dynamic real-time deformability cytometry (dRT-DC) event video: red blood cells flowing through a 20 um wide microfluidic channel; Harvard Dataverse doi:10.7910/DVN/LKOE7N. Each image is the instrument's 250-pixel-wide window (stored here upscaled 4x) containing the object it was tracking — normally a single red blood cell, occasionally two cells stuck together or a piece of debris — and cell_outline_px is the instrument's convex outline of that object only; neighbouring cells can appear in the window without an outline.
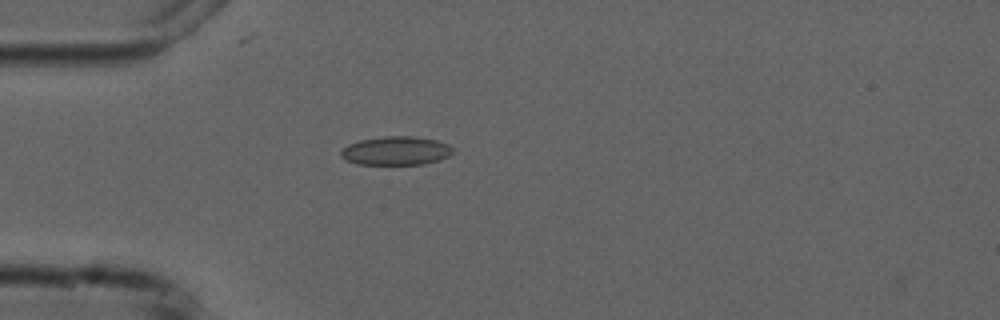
{"species": "common noctule bat (a hibernating species)", "species_latin": "Nyctalus noctula", "temperature_condition": "cold", "stored_images_in_passage": 5, "camera_frame_rate_fps": 3000, "um_per_image_px": 0.085, "animal": {"sex": "male", "forearm_length_mm": 52.5}, "frame": {"image": 1, "passage_image": 4, "time_ms": 3.667, "image_size_px": [1000, 320], "cell_outline_px": [[452, 152], [448, 156], [440, 160], [424, 164], [356, 164], [340, 156], [340, 152], [348, 144], [360, 140], [384, 136], [416, 136], [436, 140], [448, 144], [452, 148]], "centroid_in_image_um": [33.66, 12.81], "position_along_channel_um": 51.3, "area_um2": 18.67}}